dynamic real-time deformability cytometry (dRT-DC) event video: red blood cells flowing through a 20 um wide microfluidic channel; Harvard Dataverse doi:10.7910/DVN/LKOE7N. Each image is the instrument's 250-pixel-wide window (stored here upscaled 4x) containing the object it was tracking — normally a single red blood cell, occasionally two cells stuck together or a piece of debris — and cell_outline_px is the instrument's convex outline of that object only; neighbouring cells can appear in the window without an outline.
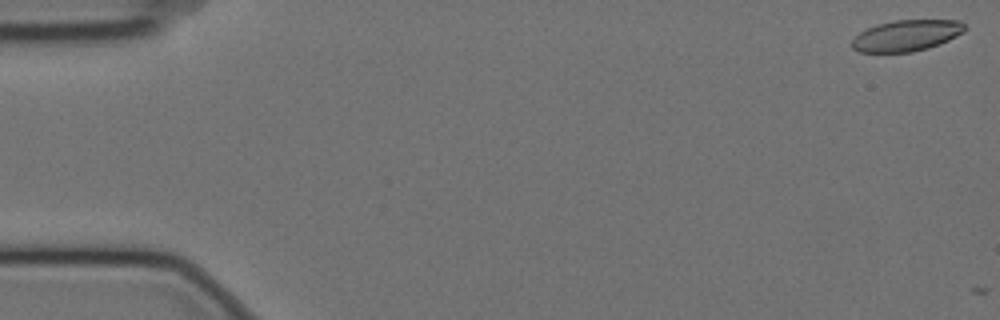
{"species": "Egyptian fruit bat (a non-hibernating species)", "species_latin": "Rousettus aegyptiacus", "temperature_condition": "cold", "stored_images_in_passage": 2, "camera_frame_rate_fps": 3000, "um_per_image_px": 0.085, "animal": {"sex": "female"}, "frame": {"image": 1, "passage_image": 1, "time_ms": 0.0, "image_size_px": [1000, 320], "cell_outline_px": [[968, 28], [964, 32], [940, 44], [928, 48], [912, 52], [860, 52], [852, 48], [852, 40], [860, 32], [876, 24], [896, 20], [960, 20]], "centroid_in_image_um": [77.08, 3.02], "position_along_channel_um": 7.9, "area_um2": 20.52}}